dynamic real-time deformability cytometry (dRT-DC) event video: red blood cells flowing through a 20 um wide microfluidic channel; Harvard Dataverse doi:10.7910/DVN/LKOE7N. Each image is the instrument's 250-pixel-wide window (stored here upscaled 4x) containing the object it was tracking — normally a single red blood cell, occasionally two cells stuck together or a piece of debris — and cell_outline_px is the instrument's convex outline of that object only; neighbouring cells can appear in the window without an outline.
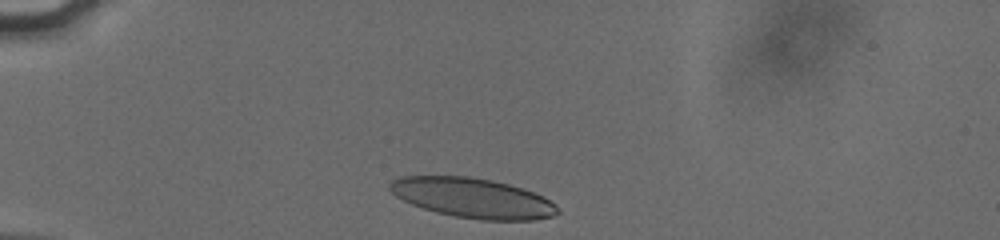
{"species": "human", "species_latin": "Homo sapiens", "temperature_condition": "cold", "stored_images_in_passage": 33, "camera_frame_rate_fps": 3000, "um_per_image_px": 0.085, "donor": {"sex": "male"}, "frame": {"image": 1, "passage_image": 2, "time_ms": 0.333, "image_size_px": [1000, 240], "cell_outline_px": [[560, 212], [552, 216], [536, 220], [480, 220], [456, 216], [436, 212], [412, 204], [396, 196], [388, 188], [388, 184], [392, 180], [400, 176], [468, 176], [492, 180], [508, 184], [544, 196], [556, 204]], "centroid_in_image_um": [40.19, 16.82], "position_along_channel_um": 44.8, "area_um2": 38.9}}
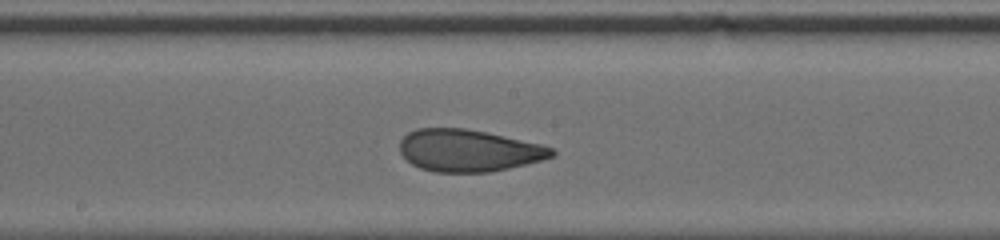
{"frame": {"image": 2, "passage_image": 18, "time_ms": 5.667, "image_size_px": [1000, 240], "cell_outline_px": [[556, 156], [492, 172], [436, 172], [420, 168], [412, 164], [400, 152], [400, 140], [408, 132], [416, 128], [464, 128], [484, 132], [540, 144], [552, 148], [556, 152]], "centroid_in_image_um": [39.8, 12.79], "position_along_channel_um": 208.4, "area_um2": 36.99}}
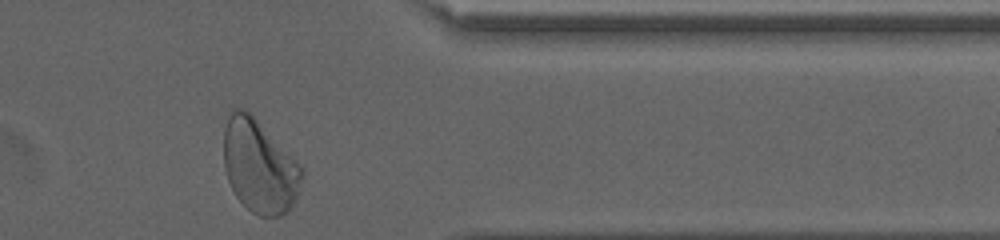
{"frame": {"image": 3, "passage_image": 33, "time_ms": 10.667, "image_size_px": [1000, 240], "cell_outline_px": [[304, 176], [296, 200], [288, 212], [280, 216], [260, 216], [252, 212], [236, 196], [228, 180], [224, 168], [224, 128], [228, 116], [232, 108], [244, 108], [304, 168]], "centroid_in_image_um": [22.06, 14.16], "position_along_channel_um": 389.3, "area_um2": 42.25}, "authors_computed_cell_mechanics": {"area_um2": 38.0902, "velocity_mm_per_s": 3.8011, "shape_relaxation_time_tau1_ms": 4.6268, "shape_relaxation_time_tau2_ms": 1.2097, "deformation_change_tau1": 0.1801, "deformation_change_tau2": 0.0762}}